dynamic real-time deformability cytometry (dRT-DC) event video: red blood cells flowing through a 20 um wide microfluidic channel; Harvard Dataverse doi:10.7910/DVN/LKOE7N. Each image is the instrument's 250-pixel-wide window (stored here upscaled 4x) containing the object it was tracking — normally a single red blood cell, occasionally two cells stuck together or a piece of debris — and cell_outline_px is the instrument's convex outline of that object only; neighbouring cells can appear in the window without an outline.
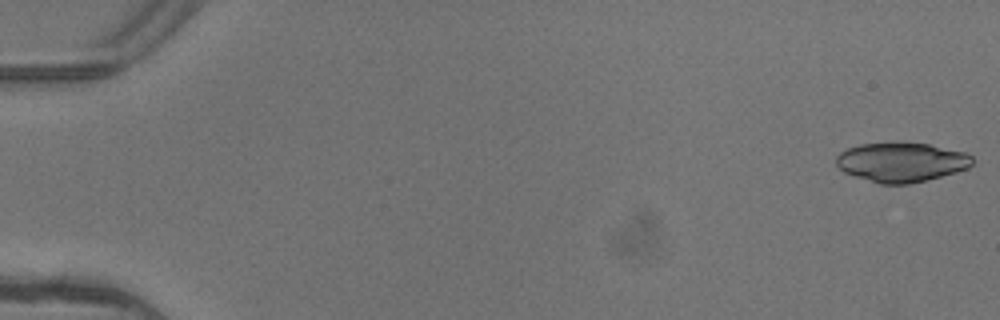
{"species": "common noctule bat (a hibernating species)", "species_latin": "Nyctalus noctula", "temperature_condition": "warm", "stored_images_in_passage": 5, "camera_frame_rate_fps": 3000, "um_per_image_px": 0.085, "animal": {"sex": "female"}, "frame": {"image": 1, "passage_image": 1, "time_ms": 0.0, "image_size_px": [1000, 320], "cell_outline_px": [[972, 164], [968, 168], [956, 172], [928, 180], [908, 184], [880, 184], [844, 172], [836, 164], [836, 156], [840, 152], [848, 148], [860, 144], [896, 140], [928, 144], [964, 152], [972, 156]], "centroid_in_image_um": [76.6, 13.76], "position_along_channel_um": 8.4, "area_um2": 31.73}}